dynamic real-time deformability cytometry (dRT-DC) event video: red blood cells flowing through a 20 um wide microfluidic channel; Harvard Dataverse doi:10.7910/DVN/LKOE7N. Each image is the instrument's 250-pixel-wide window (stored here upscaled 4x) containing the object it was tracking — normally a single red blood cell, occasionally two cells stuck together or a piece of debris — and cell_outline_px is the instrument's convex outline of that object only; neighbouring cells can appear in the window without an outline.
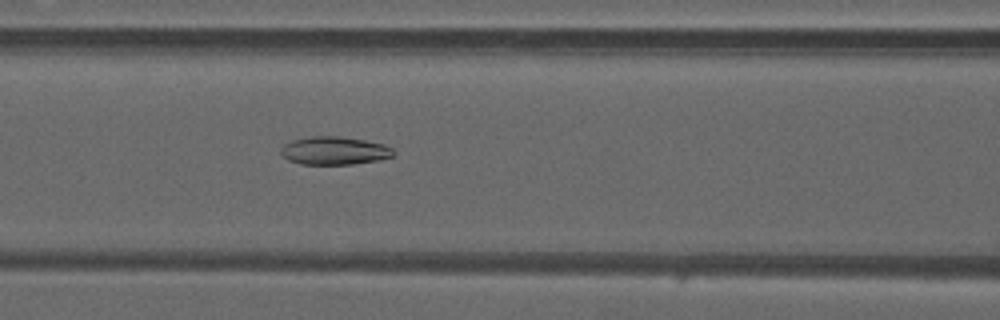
{"species": "common noctule bat (a hibernating species)", "species_latin": "Nyctalus noctula", "temperature_condition": "warm", "stored_images_in_passage": 42, "camera_frame_rate_fps": 3000, "um_per_image_px": 0.085, "animal": {"sex": "male", "forearm_length_mm": 52.5}, "frame": {"image": 1, "passage_image": 17, "time_ms": 5.333, "image_size_px": [1000, 320], "cell_outline_px": [[396, 152], [392, 156], [380, 160], [352, 164], [300, 164], [288, 160], [280, 152], [280, 148], [284, 144], [292, 140], [312, 136], [340, 136], [364, 140], [384, 144], [392, 148]], "centroid_in_image_um": [28.42, 12.8], "position_along_channel_um": 138.2, "area_um2": 18.5}}
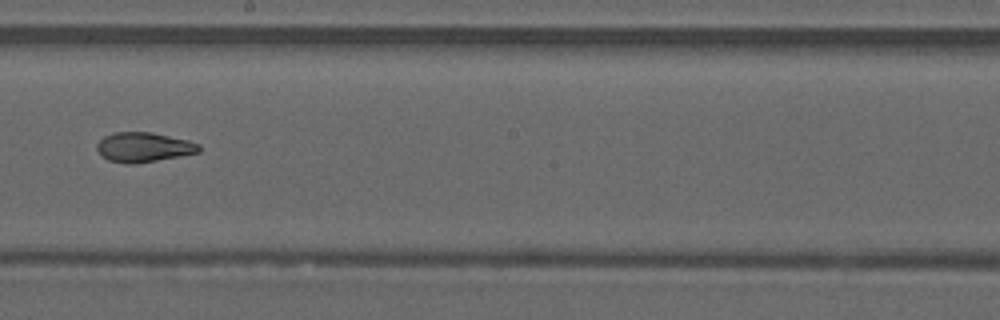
{"frame": {"image": 2, "passage_image": 24, "time_ms": 7.667, "image_size_px": [1000, 320], "cell_outline_px": [[200, 152], [136, 164], [124, 164], [108, 160], [100, 156], [96, 148], [96, 144], [104, 136], [116, 132], [152, 132], [188, 140], [200, 144]], "centroid_in_image_um": [12.18, 12.52], "position_along_channel_um": 236.0, "area_um2": 17.8}}
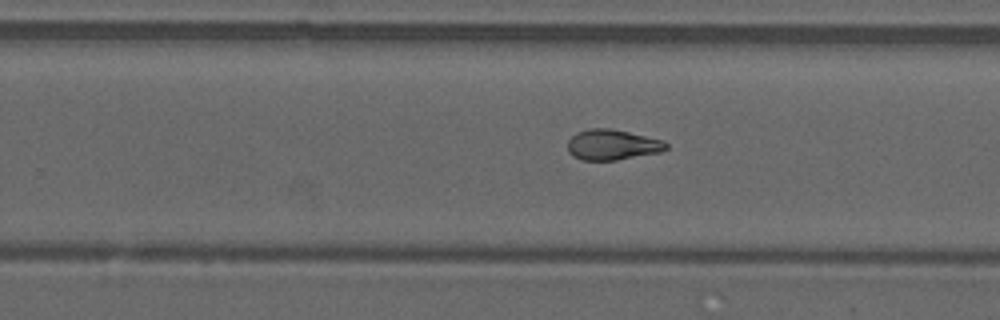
{"frame": {"image": 3, "passage_image": 27, "time_ms": 8.667, "image_size_px": [1000, 320], "cell_outline_px": [[668, 148], [660, 152], [616, 160], [580, 160], [572, 156], [568, 152], [568, 140], [576, 132], [588, 128], [608, 128], [628, 132], [664, 140], [668, 144]], "centroid_in_image_um": [52.02, 12.3], "position_along_channel_um": 277.8, "area_um2": 17.57}, "authors_computed_cell_mechanics": {"area_um2": 18.3226, "velocity_mm_per_s": 4.2009, "shape_relaxation_time_tau1_ms": null, "shape_relaxation_time_tau2_ms": 1.979, "deformation_change_tau1": null, "deformation_change_tau2": 0.0825}}